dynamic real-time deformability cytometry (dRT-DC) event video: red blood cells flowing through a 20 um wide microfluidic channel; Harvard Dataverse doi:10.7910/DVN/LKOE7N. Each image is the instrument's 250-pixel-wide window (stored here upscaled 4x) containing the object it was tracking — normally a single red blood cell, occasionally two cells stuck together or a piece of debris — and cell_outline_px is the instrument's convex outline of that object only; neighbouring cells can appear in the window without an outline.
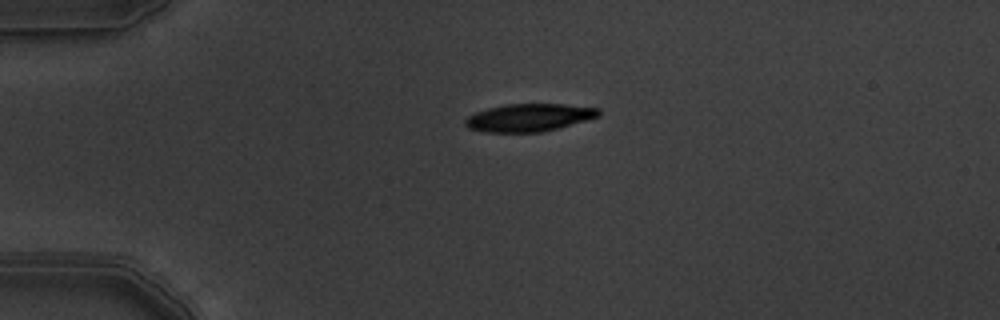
{"species": "common noctule bat (a hibernating species)", "species_latin": "Nyctalus noctula", "temperature_condition": "warm", "stored_images_in_passage": 2, "camera_frame_rate_fps": 3000, "um_per_image_px": 0.085, "animal": {"sex": "male", "body_mass_g": 19.5, "forearm_length_mm": 54.6}, "frame": {"image": 1, "passage_image": 1, "time_ms": 0.0, "image_size_px": [1000, 320], "cell_outline_px": [[600, 116], [556, 128], [540, 132], [484, 132], [468, 128], [464, 124], [464, 120], [468, 116], [476, 112], [488, 108], [508, 104], [564, 104], [600, 108]], "centroid_in_image_um": [44.94, 9.99], "position_along_channel_um": 40.1, "area_um2": 21.39}}